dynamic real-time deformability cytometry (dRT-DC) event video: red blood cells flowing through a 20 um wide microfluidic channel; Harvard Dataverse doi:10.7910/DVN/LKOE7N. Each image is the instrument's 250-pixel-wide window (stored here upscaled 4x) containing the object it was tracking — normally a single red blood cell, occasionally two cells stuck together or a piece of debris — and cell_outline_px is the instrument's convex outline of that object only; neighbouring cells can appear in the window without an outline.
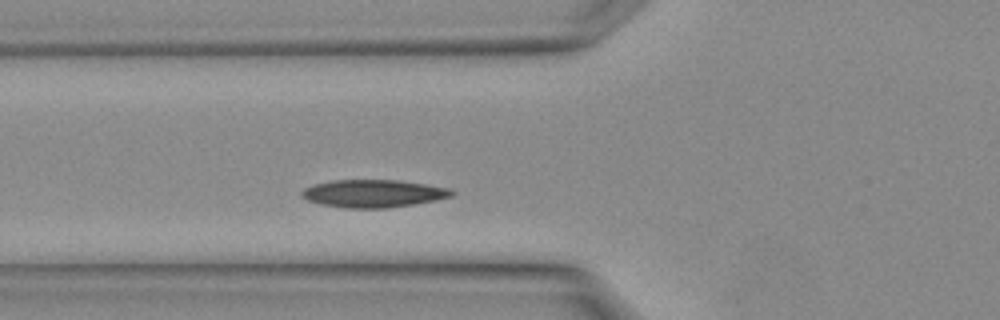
{"species": "Egyptian fruit bat (a non-hibernating species)", "species_latin": "Rousettus aegyptiacus", "temperature_condition": "warm", "stored_images_in_passage": 2, "camera_frame_rate_fps": 3000, "um_per_image_px": 0.085, "animal": {"sex": "female"}, "frame": {"image": 1, "passage_image": 2, "time_ms": 0.333, "image_size_px": [1000, 320], "cell_outline_px": [[456, 192], [452, 196], [436, 200], [388, 208], [344, 208], [320, 204], [308, 200], [300, 196], [300, 192], [304, 188], [316, 184], [332, 180], [400, 180], [428, 184], [452, 188]], "centroid_in_image_um": [31.76, 16.44], "position_along_channel_um": 94.0, "area_um2": 24.39}}